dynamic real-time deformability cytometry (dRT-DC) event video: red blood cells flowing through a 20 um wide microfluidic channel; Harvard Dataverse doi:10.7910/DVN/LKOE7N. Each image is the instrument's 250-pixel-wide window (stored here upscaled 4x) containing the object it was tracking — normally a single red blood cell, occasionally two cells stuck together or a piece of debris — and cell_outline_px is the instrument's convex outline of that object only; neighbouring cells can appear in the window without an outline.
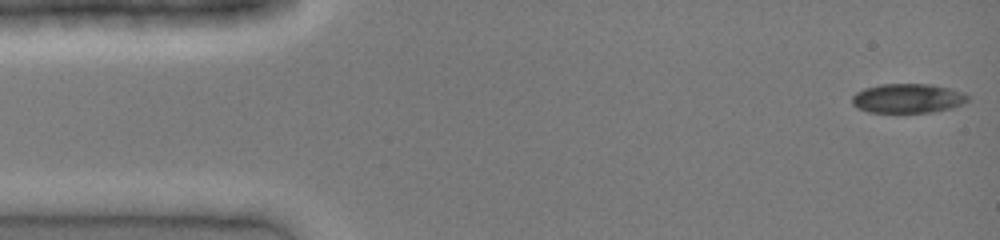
{"species": "common noctule bat (a hibernating species)", "species_latin": "Nyctalus noctula", "temperature_condition": "cold", "stored_images_in_passage": 41, "camera_frame_rate_fps": 3000, "um_per_image_px": 0.085, "animal": {"sex": "female", "body_mass_g": 19.0, "forearm_length_mm": 51.5}, "frame": {"image": 1, "passage_image": 1, "time_ms": 0.0, "image_size_px": [1000, 240], "cell_outline_px": [[968, 100], [964, 104], [952, 108], [932, 112], [868, 112], [856, 108], [852, 104], [852, 96], [856, 92], [864, 88], [880, 84], [932, 84], [964, 92], [968, 96]], "centroid_in_image_um": [77.15, 8.36], "position_along_channel_um": 7.8, "area_um2": 19.94}}
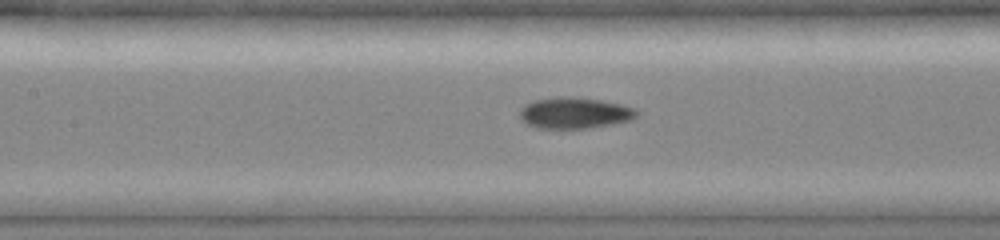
{"frame": {"image": 2, "passage_image": 18, "time_ms": 5.667, "image_size_px": [1000, 240], "cell_outline_px": [[636, 116], [632, 120], [612, 124], [588, 128], [536, 128], [528, 124], [520, 116], [520, 112], [524, 104], [536, 100], [600, 100], [620, 104], [632, 108], [636, 112]], "centroid_in_image_um": [48.86, 9.66], "position_along_channel_um": 158.5, "area_um2": 19.88}}
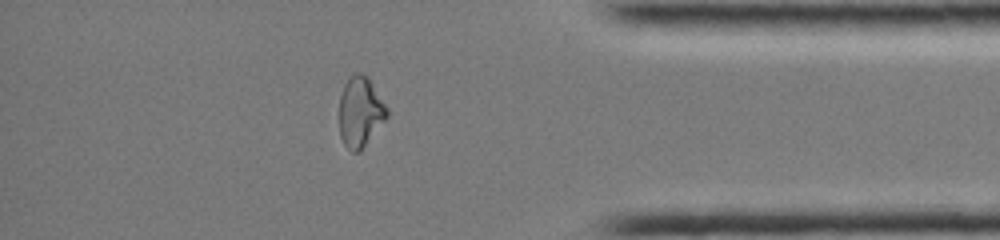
{"frame": {"image": 3, "passage_image": 35, "time_ms": 11.333, "image_size_px": [1000, 240], "cell_outline_px": [[388, 116], [360, 152], [352, 152], [344, 144], [340, 136], [340, 96], [344, 84], [356, 72], [360, 72], [368, 76], [388, 108]], "centroid_in_image_um": [30.63, 9.51], "position_along_channel_um": 404.6, "area_um2": 19.48}}